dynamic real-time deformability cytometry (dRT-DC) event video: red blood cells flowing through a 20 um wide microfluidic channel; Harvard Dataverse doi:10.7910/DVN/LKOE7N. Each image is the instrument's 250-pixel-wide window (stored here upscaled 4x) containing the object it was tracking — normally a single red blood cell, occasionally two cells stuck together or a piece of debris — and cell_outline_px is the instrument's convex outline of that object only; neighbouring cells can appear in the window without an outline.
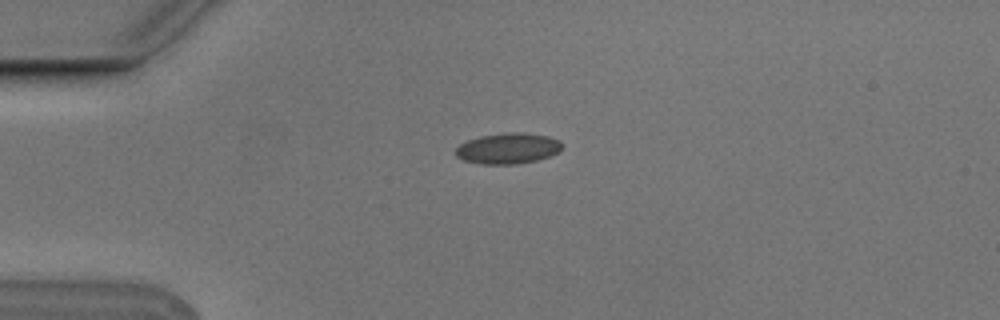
{"species": "Egyptian fruit bat (a non-hibernating species)", "species_latin": "Rousettus aegyptiacus", "temperature_condition": "cold", "stored_images_in_passage": 2, "camera_frame_rate_fps": 3000, "um_per_image_px": 0.085, "animal": {"sex": "male"}, "frame": {"image": 1, "passage_image": 1, "time_ms": 0.0, "image_size_px": [1000, 320], "cell_outline_px": [[564, 144], [560, 152], [536, 160], [516, 164], [480, 164], [464, 160], [456, 156], [456, 148], [460, 144], [468, 140], [480, 136], [508, 132], [524, 132], [548, 136], [560, 140]], "centroid_in_image_um": [43.21, 12.6], "position_along_channel_um": 41.8, "area_um2": 19.19}}